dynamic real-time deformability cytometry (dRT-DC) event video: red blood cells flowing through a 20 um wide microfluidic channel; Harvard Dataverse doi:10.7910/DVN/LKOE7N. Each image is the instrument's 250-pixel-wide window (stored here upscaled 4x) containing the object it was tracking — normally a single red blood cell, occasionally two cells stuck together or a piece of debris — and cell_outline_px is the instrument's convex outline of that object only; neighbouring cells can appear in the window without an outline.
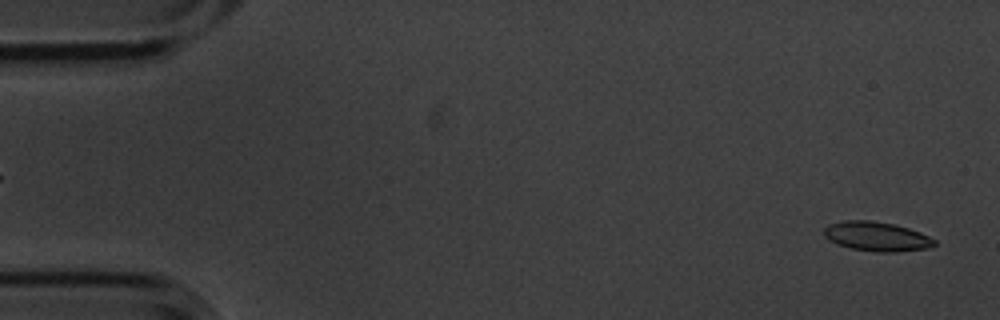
{"species": "common noctule bat (a hibernating species)", "species_latin": "Nyctalus noctula", "temperature_condition": "cold", "stored_images_in_passage": 3, "segment_of_instrument_passage": [2, 2], "camera_frame_rate_fps": 3000, "um_per_image_px": 0.085, "animal": {"sex": "male", "body_mass_g": 20.1, "forearm_length_mm": 53.5}, "frame": {"image": 1, "passage_image": 3, "time_ms": 0.667, "image_size_px": [1000, 320], "cell_outline_px": [[936, 244], [928, 248], [896, 252], [876, 252], [852, 248], [836, 244], [828, 240], [824, 236], [824, 228], [828, 224], [844, 220], [868, 220], [892, 224], [908, 228], [920, 232], [936, 240]], "centroid_in_image_um": [74.49, 20.1], "position_along_channel_um": 10.5, "area_um2": 18.9}}